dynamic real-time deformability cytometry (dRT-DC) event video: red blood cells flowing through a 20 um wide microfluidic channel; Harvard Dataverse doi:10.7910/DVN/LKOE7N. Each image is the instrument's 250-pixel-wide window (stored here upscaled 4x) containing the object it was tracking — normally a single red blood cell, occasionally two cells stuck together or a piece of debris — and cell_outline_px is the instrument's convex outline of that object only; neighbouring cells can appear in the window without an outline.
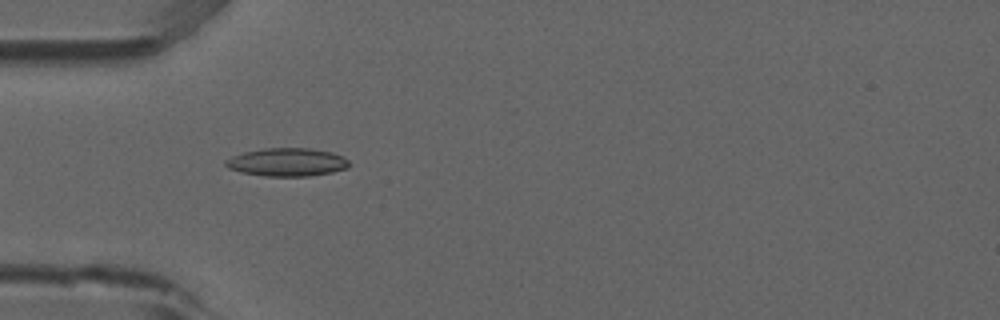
{"species": "common noctule bat (a hibernating species)", "species_latin": "Nyctalus noctula", "temperature_condition": "room temperature", "stored_images_in_passage": 2, "camera_frame_rate_fps": 3000, "um_per_image_px": 0.085, "animal": {"sex": "male", "forearm_length_mm": 52.5}, "frame": {"image": 1, "passage_image": 1, "time_ms": 0.0, "image_size_px": [1000, 320], "cell_outline_px": [[348, 168], [332, 172], [308, 176], [264, 176], [240, 172], [228, 168], [224, 164], [224, 160], [232, 156], [244, 152], [264, 148], [312, 148], [332, 152], [344, 156], [348, 160]], "centroid_in_image_um": [24.39, 13.78], "position_along_channel_um": 60.6, "area_um2": 20.4}}
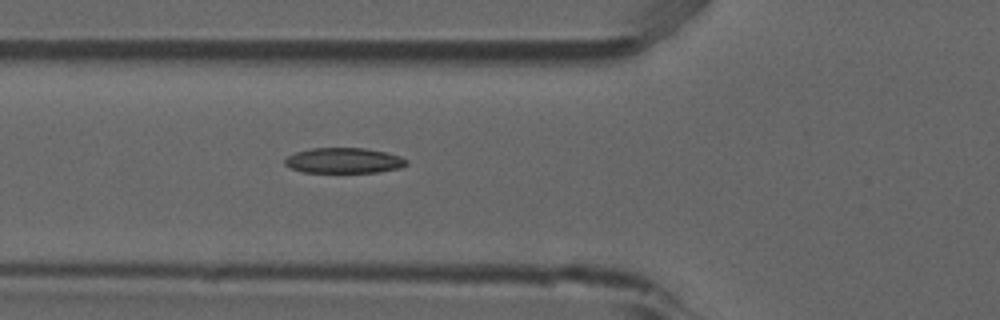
{"frame": {"image": 2, "passage_image": 2, "time_ms": 0.333, "image_size_px": [1000, 320], "cell_outline_px": [[408, 164], [400, 168], [376, 172], [300, 172], [284, 164], [284, 160], [288, 156], [296, 152], [312, 148], [364, 148], [384, 152], [400, 156], [408, 160]], "centroid_in_image_um": [29.23, 13.65], "position_along_channel_um": 96.6, "area_um2": 17.92}}